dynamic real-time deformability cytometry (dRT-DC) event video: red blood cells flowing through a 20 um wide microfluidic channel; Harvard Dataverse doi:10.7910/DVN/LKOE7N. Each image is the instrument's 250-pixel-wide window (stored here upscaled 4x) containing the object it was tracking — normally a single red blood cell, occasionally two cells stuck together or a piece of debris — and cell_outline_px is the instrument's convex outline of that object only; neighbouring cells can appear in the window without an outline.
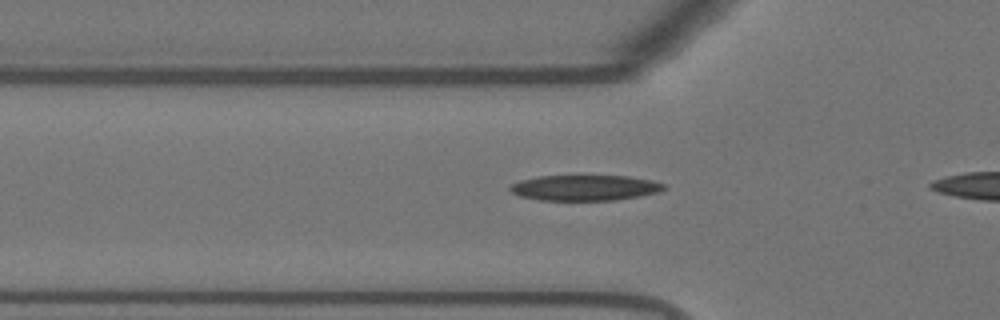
{"species": "Egyptian fruit bat (a non-hibernating species)", "species_latin": "Rousettus aegyptiacus", "temperature_condition": "warm", "stored_images_in_passage": 18, "camera_frame_rate_fps": 3000, "um_per_image_px": 0.085, "animal": {"sex": "female"}, "frame": {"image": 1, "passage_image": 2, "time_ms": 0.333, "image_size_px": [1000, 320], "cell_outline_px": [[668, 184], [664, 188], [656, 192], [616, 200], [540, 200], [520, 196], [512, 192], [508, 188], [512, 184], [520, 180], [540, 176], [628, 176], [652, 180]], "centroid_in_image_um": [49.7, 15.95], "position_along_channel_um": 76.1, "area_um2": 22.72}}
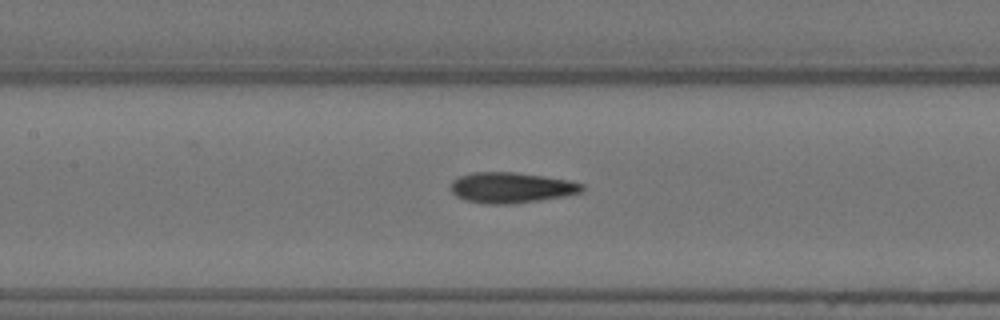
{"frame": {"image": 2, "passage_image": 9, "time_ms": 2.667, "image_size_px": [1000, 320], "cell_outline_px": [[584, 192], [564, 196], [540, 200], [512, 204], [484, 204], [464, 200], [456, 196], [448, 188], [452, 180], [460, 176], [472, 172], [512, 172], [544, 176], [568, 180], [584, 184]], "centroid_in_image_um": [43.43, 15.95], "position_along_channel_um": 164.0, "area_um2": 23.7}}
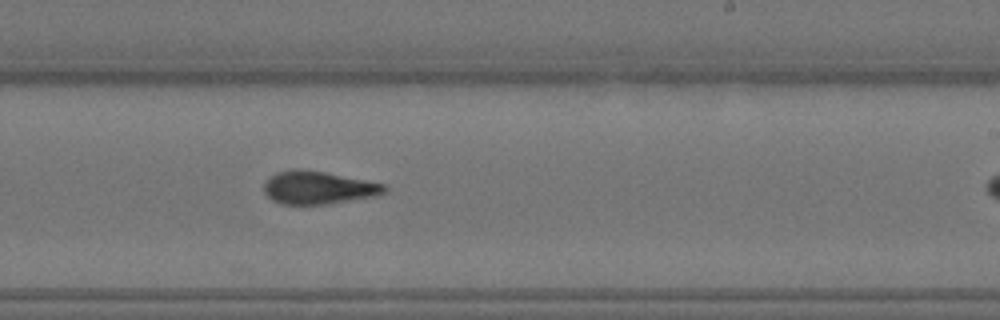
{"frame": {"image": 3, "passage_image": 17, "time_ms": 5.333, "image_size_px": [1000, 320], "cell_outline_px": [[388, 188], [384, 192], [376, 196], [324, 204], [280, 204], [272, 200], [264, 192], [264, 180], [276, 172], [292, 168], [300, 168], [324, 172], [388, 184]], "centroid_in_image_um": [27.03, 15.93], "position_along_channel_um": 262.0, "area_um2": 23.29}}